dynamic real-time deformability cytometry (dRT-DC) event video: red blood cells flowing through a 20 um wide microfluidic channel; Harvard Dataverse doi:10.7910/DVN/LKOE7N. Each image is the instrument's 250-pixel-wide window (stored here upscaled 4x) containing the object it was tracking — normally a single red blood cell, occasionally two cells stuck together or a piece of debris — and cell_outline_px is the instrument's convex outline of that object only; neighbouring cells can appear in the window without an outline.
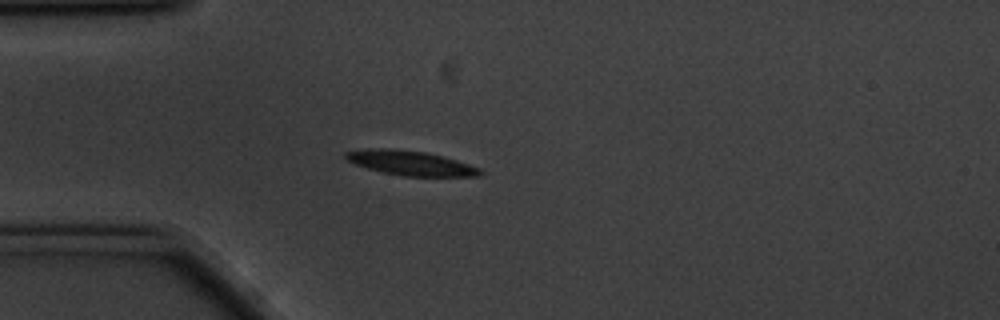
{"species": "common noctule bat (a hibernating species)", "species_latin": "Nyctalus noctula", "temperature_condition": "cold", "stored_images_in_passage": 5, "camera_frame_rate_fps": 3000, "um_per_image_px": 0.085, "animal": {"sex": "male", "body_mass_g": 20.1, "forearm_length_mm": 53.5}, "frame": {"image": 1, "passage_image": 1, "time_ms": 0.0, "image_size_px": [1000, 320], "cell_outline_px": [[484, 172], [480, 176], [404, 176], [380, 172], [356, 164], [348, 160], [344, 156], [344, 152], [368, 148], [388, 148], [424, 152], [456, 160], [480, 168]], "centroid_in_image_um": [34.88, 13.86], "position_along_channel_um": 50.1, "area_um2": 19.07}}